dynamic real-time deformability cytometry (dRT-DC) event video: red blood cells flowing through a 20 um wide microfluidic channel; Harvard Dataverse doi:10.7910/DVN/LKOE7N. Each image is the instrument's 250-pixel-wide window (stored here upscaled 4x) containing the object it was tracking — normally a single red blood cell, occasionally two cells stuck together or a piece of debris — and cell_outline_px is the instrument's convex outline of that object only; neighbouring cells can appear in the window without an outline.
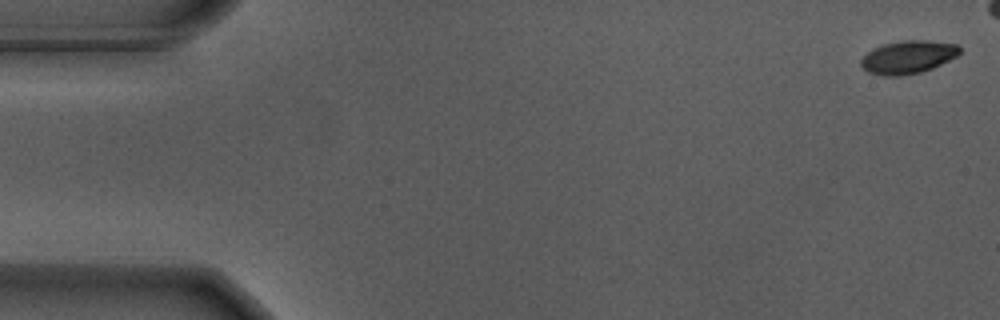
{"species": "Egyptian fruit bat (a non-hibernating species)", "species_latin": "Rousettus aegyptiacus", "temperature_condition": "warm", "stored_images_in_passage": 46, "camera_frame_rate_fps": 3000, "um_per_image_px": 0.085, "animal": {"sex": "male"}, "frame": {"image": 1, "passage_image": 1, "time_ms": 0.0, "image_size_px": [1000, 320], "cell_outline_px": [[960, 52], [956, 56], [932, 68], [920, 72], [900, 76], [884, 76], [868, 72], [860, 64], [860, 60], [872, 48], [884, 44], [904, 40], [928, 40], [956, 44], [960, 48]], "centroid_in_image_um": [77.16, 4.85], "position_along_channel_um": 7.8, "area_um2": 18.84}}
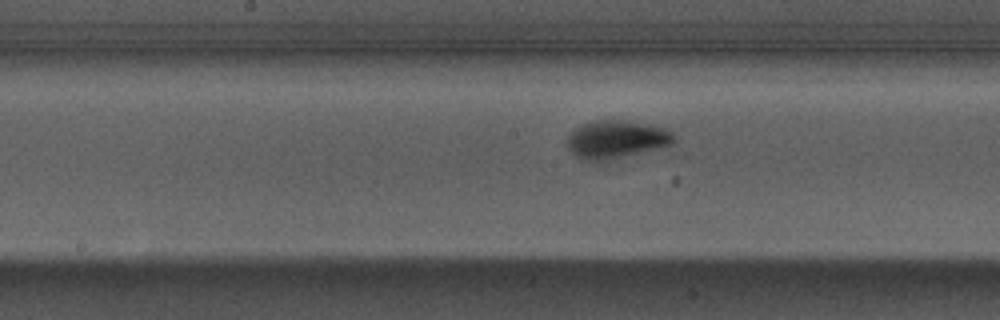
{"frame": {"image": 2, "passage_image": 28, "time_ms": 9.0, "image_size_px": [1000, 320], "cell_outline_px": [[676, 140], [672, 144], [660, 148], [608, 160], [584, 160], [576, 156], [568, 148], [564, 140], [580, 124], [592, 120], [620, 120], [644, 124], [664, 128], [672, 132]], "centroid_in_image_um": [52.35, 11.84], "position_along_channel_um": 195.8, "area_um2": 23.52}}
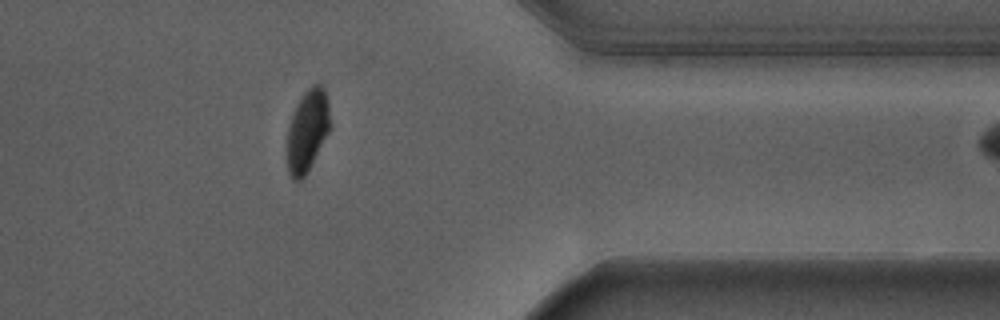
{"frame": {"image": 3, "passage_image": 45, "time_ms": 14.667, "image_size_px": [1000, 320], "cell_outline_px": [[332, 128], [300, 184], [292, 180], [288, 172], [288, 124], [292, 112], [300, 96], [312, 84], [320, 84], [324, 88], [328, 100], [332, 124]], "centroid_in_image_um": [26.15, 11.1], "position_along_channel_um": 385.2, "area_um2": 21.15}}